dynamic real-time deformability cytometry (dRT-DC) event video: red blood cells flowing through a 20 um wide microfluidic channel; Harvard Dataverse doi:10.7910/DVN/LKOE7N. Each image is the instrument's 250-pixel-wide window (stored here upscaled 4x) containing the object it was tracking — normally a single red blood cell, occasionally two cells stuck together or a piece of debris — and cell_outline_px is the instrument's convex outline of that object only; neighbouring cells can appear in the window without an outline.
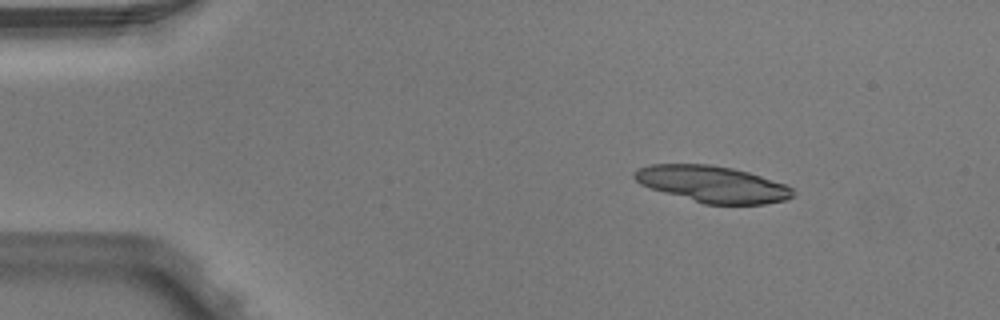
{"species": "Egyptian fruit bat (a non-hibernating species)", "species_latin": "Rousettus aegyptiacus", "temperature_condition": "warm", "stored_images_in_passage": 3, "camera_frame_rate_fps": 3000, "um_per_image_px": 0.085, "animal": {"sex": "male"}, "frame": {"image": 1, "passage_image": 1, "time_ms": 0.0, "image_size_px": [1000, 320], "cell_outline_px": [[792, 196], [784, 200], [764, 204], [704, 204], [664, 192], [640, 184], [632, 176], [632, 172], [636, 168], [652, 164], [708, 164], [732, 168], [748, 172], [784, 184], [792, 188]], "centroid_in_image_um": [60.5, 15.64], "position_along_channel_um": 24.5, "area_um2": 33.35}}